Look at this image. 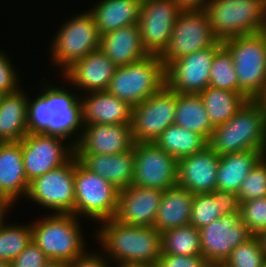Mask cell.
<instances>
[{"label": "cell", "instance_id": "cell-1", "mask_svg": "<svg viewBox=\"0 0 266 267\" xmlns=\"http://www.w3.org/2000/svg\"><path fill=\"white\" fill-rule=\"evenodd\" d=\"M100 224L96 238L114 263L157 264L162 253V234L156 228L126 225L114 218Z\"/></svg>", "mask_w": 266, "mask_h": 267}, {"label": "cell", "instance_id": "cell-2", "mask_svg": "<svg viewBox=\"0 0 266 267\" xmlns=\"http://www.w3.org/2000/svg\"><path fill=\"white\" fill-rule=\"evenodd\" d=\"M208 146L219 156L260 150L266 155V113L258 100H247L227 122L215 126Z\"/></svg>", "mask_w": 266, "mask_h": 267}, {"label": "cell", "instance_id": "cell-3", "mask_svg": "<svg viewBox=\"0 0 266 267\" xmlns=\"http://www.w3.org/2000/svg\"><path fill=\"white\" fill-rule=\"evenodd\" d=\"M204 10L220 41L266 31L265 0H209Z\"/></svg>", "mask_w": 266, "mask_h": 267}, {"label": "cell", "instance_id": "cell-4", "mask_svg": "<svg viewBox=\"0 0 266 267\" xmlns=\"http://www.w3.org/2000/svg\"><path fill=\"white\" fill-rule=\"evenodd\" d=\"M233 57L238 92L257 100L266 88V31L222 41Z\"/></svg>", "mask_w": 266, "mask_h": 267}, {"label": "cell", "instance_id": "cell-5", "mask_svg": "<svg viewBox=\"0 0 266 267\" xmlns=\"http://www.w3.org/2000/svg\"><path fill=\"white\" fill-rule=\"evenodd\" d=\"M31 224L32 240L49 260L70 263L87 252L74 214H48Z\"/></svg>", "mask_w": 266, "mask_h": 267}, {"label": "cell", "instance_id": "cell-6", "mask_svg": "<svg viewBox=\"0 0 266 267\" xmlns=\"http://www.w3.org/2000/svg\"><path fill=\"white\" fill-rule=\"evenodd\" d=\"M165 85V68L159 55L117 66L108 89L111 95L134 107Z\"/></svg>", "mask_w": 266, "mask_h": 267}, {"label": "cell", "instance_id": "cell-7", "mask_svg": "<svg viewBox=\"0 0 266 267\" xmlns=\"http://www.w3.org/2000/svg\"><path fill=\"white\" fill-rule=\"evenodd\" d=\"M60 27L52 42V62L62 73L74 62L100 49V35L88 11L72 17Z\"/></svg>", "mask_w": 266, "mask_h": 267}, {"label": "cell", "instance_id": "cell-8", "mask_svg": "<svg viewBox=\"0 0 266 267\" xmlns=\"http://www.w3.org/2000/svg\"><path fill=\"white\" fill-rule=\"evenodd\" d=\"M118 189L84 168L75 156V216L102 222L114 218Z\"/></svg>", "mask_w": 266, "mask_h": 267}, {"label": "cell", "instance_id": "cell-9", "mask_svg": "<svg viewBox=\"0 0 266 267\" xmlns=\"http://www.w3.org/2000/svg\"><path fill=\"white\" fill-rule=\"evenodd\" d=\"M26 197L54 214L75 215V155L62 166L33 179Z\"/></svg>", "mask_w": 266, "mask_h": 267}, {"label": "cell", "instance_id": "cell-10", "mask_svg": "<svg viewBox=\"0 0 266 267\" xmlns=\"http://www.w3.org/2000/svg\"><path fill=\"white\" fill-rule=\"evenodd\" d=\"M217 41L204 9L182 10L173 27L167 48L160 58L166 68L177 59L210 47Z\"/></svg>", "mask_w": 266, "mask_h": 267}, {"label": "cell", "instance_id": "cell-11", "mask_svg": "<svg viewBox=\"0 0 266 267\" xmlns=\"http://www.w3.org/2000/svg\"><path fill=\"white\" fill-rule=\"evenodd\" d=\"M176 92L164 85L158 92L132 107L131 131L135 143H154L174 124Z\"/></svg>", "mask_w": 266, "mask_h": 267}, {"label": "cell", "instance_id": "cell-12", "mask_svg": "<svg viewBox=\"0 0 266 267\" xmlns=\"http://www.w3.org/2000/svg\"><path fill=\"white\" fill-rule=\"evenodd\" d=\"M199 231L201 255L211 267H221L233 249L252 237L240 213L223 215Z\"/></svg>", "mask_w": 266, "mask_h": 267}, {"label": "cell", "instance_id": "cell-13", "mask_svg": "<svg viewBox=\"0 0 266 267\" xmlns=\"http://www.w3.org/2000/svg\"><path fill=\"white\" fill-rule=\"evenodd\" d=\"M182 9L174 0H142L139 29L142 45L149 55H161L170 41Z\"/></svg>", "mask_w": 266, "mask_h": 267}, {"label": "cell", "instance_id": "cell-14", "mask_svg": "<svg viewBox=\"0 0 266 267\" xmlns=\"http://www.w3.org/2000/svg\"><path fill=\"white\" fill-rule=\"evenodd\" d=\"M214 45L185 55L165 68V85L177 93L199 94L209 86L213 57L222 46Z\"/></svg>", "mask_w": 266, "mask_h": 267}, {"label": "cell", "instance_id": "cell-15", "mask_svg": "<svg viewBox=\"0 0 266 267\" xmlns=\"http://www.w3.org/2000/svg\"><path fill=\"white\" fill-rule=\"evenodd\" d=\"M65 140L42 133H28L23 137L21 151L25 175L29 182L62 166L75 155L74 146H64L62 142Z\"/></svg>", "mask_w": 266, "mask_h": 267}, {"label": "cell", "instance_id": "cell-16", "mask_svg": "<svg viewBox=\"0 0 266 267\" xmlns=\"http://www.w3.org/2000/svg\"><path fill=\"white\" fill-rule=\"evenodd\" d=\"M133 185L166 190L177 185L178 161L155 143H134Z\"/></svg>", "mask_w": 266, "mask_h": 267}, {"label": "cell", "instance_id": "cell-17", "mask_svg": "<svg viewBox=\"0 0 266 267\" xmlns=\"http://www.w3.org/2000/svg\"><path fill=\"white\" fill-rule=\"evenodd\" d=\"M162 194L163 190L133 184L119 190L114 219L126 225L153 227Z\"/></svg>", "mask_w": 266, "mask_h": 267}, {"label": "cell", "instance_id": "cell-18", "mask_svg": "<svg viewBox=\"0 0 266 267\" xmlns=\"http://www.w3.org/2000/svg\"><path fill=\"white\" fill-rule=\"evenodd\" d=\"M130 124H89L82 130L75 153L115 155L134 146Z\"/></svg>", "mask_w": 266, "mask_h": 267}, {"label": "cell", "instance_id": "cell-19", "mask_svg": "<svg viewBox=\"0 0 266 267\" xmlns=\"http://www.w3.org/2000/svg\"><path fill=\"white\" fill-rule=\"evenodd\" d=\"M220 156L209 146L178 160L177 185L190 193H210L216 189Z\"/></svg>", "mask_w": 266, "mask_h": 267}, {"label": "cell", "instance_id": "cell-20", "mask_svg": "<svg viewBox=\"0 0 266 267\" xmlns=\"http://www.w3.org/2000/svg\"><path fill=\"white\" fill-rule=\"evenodd\" d=\"M116 65L98 49L74 62L63 72V77L75 87L89 92L106 91L114 75Z\"/></svg>", "mask_w": 266, "mask_h": 267}, {"label": "cell", "instance_id": "cell-21", "mask_svg": "<svg viewBox=\"0 0 266 267\" xmlns=\"http://www.w3.org/2000/svg\"><path fill=\"white\" fill-rule=\"evenodd\" d=\"M75 156L84 168L98 174L118 190L130 186L133 182L134 146L130 150L115 155L75 153Z\"/></svg>", "mask_w": 266, "mask_h": 267}, {"label": "cell", "instance_id": "cell-22", "mask_svg": "<svg viewBox=\"0 0 266 267\" xmlns=\"http://www.w3.org/2000/svg\"><path fill=\"white\" fill-rule=\"evenodd\" d=\"M80 96L83 126L89 124H131L132 106L107 91ZM82 98V99H81Z\"/></svg>", "mask_w": 266, "mask_h": 267}, {"label": "cell", "instance_id": "cell-23", "mask_svg": "<svg viewBox=\"0 0 266 267\" xmlns=\"http://www.w3.org/2000/svg\"><path fill=\"white\" fill-rule=\"evenodd\" d=\"M100 49L116 66L135 63L149 54L142 45L139 25H129L100 36Z\"/></svg>", "mask_w": 266, "mask_h": 267}, {"label": "cell", "instance_id": "cell-24", "mask_svg": "<svg viewBox=\"0 0 266 267\" xmlns=\"http://www.w3.org/2000/svg\"><path fill=\"white\" fill-rule=\"evenodd\" d=\"M30 182L23 165L21 140L0 143V194L13 203L27 195Z\"/></svg>", "mask_w": 266, "mask_h": 267}, {"label": "cell", "instance_id": "cell-25", "mask_svg": "<svg viewBox=\"0 0 266 267\" xmlns=\"http://www.w3.org/2000/svg\"><path fill=\"white\" fill-rule=\"evenodd\" d=\"M194 194L175 185L163 191L154 228L160 233L190 224Z\"/></svg>", "mask_w": 266, "mask_h": 267}, {"label": "cell", "instance_id": "cell-26", "mask_svg": "<svg viewBox=\"0 0 266 267\" xmlns=\"http://www.w3.org/2000/svg\"><path fill=\"white\" fill-rule=\"evenodd\" d=\"M19 88L2 96L0 102V143L19 142L27 130L28 95Z\"/></svg>", "mask_w": 266, "mask_h": 267}, {"label": "cell", "instance_id": "cell-27", "mask_svg": "<svg viewBox=\"0 0 266 267\" xmlns=\"http://www.w3.org/2000/svg\"><path fill=\"white\" fill-rule=\"evenodd\" d=\"M142 0H102L89 12L99 35L139 22Z\"/></svg>", "mask_w": 266, "mask_h": 267}, {"label": "cell", "instance_id": "cell-28", "mask_svg": "<svg viewBox=\"0 0 266 267\" xmlns=\"http://www.w3.org/2000/svg\"><path fill=\"white\" fill-rule=\"evenodd\" d=\"M264 155L260 150L220 155L216 189L237 193L246 176Z\"/></svg>", "mask_w": 266, "mask_h": 267}, {"label": "cell", "instance_id": "cell-29", "mask_svg": "<svg viewBox=\"0 0 266 267\" xmlns=\"http://www.w3.org/2000/svg\"><path fill=\"white\" fill-rule=\"evenodd\" d=\"M174 124L210 139L214 126L209 120L204 103L199 94L176 92Z\"/></svg>", "mask_w": 266, "mask_h": 267}, {"label": "cell", "instance_id": "cell-30", "mask_svg": "<svg viewBox=\"0 0 266 267\" xmlns=\"http://www.w3.org/2000/svg\"><path fill=\"white\" fill-rule=\"evenodd\" d=\"M199 95L214 127L231 119L247 101L238 91L223 90L210 86L201 91Z\"/></svg>", "mask_w": 266, "mask_h": 267}, {"label": "cell", "instance_id": "cell-31", "mask_svg": "<svg viewBox=\"0 0 266 267\" xmlns=\"http://www.w3.org/2000/svg\"><path fill=\"white\" fill-rule=\"evenodd\" d=\"M154 143L177 161L208 146L204 136L176 124L168 126Z\"/></svg>", "mask_w": 266, "mask_h": 267}, {"label": "cell", "instance_id": "cell-32", "mask_svg": "<svg viewBox=\"0 0 266 267\" xmlns=\"http://www.w3.org/2000/svg\"><path fill=\"white\" fill-rule=\"evenodd\" d=\"M162 234V252L172 255L201 254L200 231L191 224L168 229Z\"/></svg>", "mask_w": 266, "mask_h": 267}, {"label": "cell", "instance_id": "cell-33", "mask_svg": "<svg viewBox=\"0 0 266 267\" xmlns=\"http://www.w3.org/2000/svg\"><path fill=\"white\" fill-rule=\"evenodd\" d=\"M32 241L31 224L0 227V260L11 263Z\"/></svg>", "mask_w": 266, "mask_h": 267}, {"label": "cell", "instance_id": "cell-34", "mask_svg": "<svg viewBox=\"0 0 266 267\" xmlns=\"http://www.w3.org/2000/svg\"><path fill=\"white\" fill-rule=\"evenodd\" d=\"M210 72V87L238 91V79L234 68L233 57L224 45L216 51Z\"/></svg>", "mask_w": 266, "mask_h": 267}, {"label": "cell", "instance_id": "cell-35", "mask_svg": "<svg viewBox=\"0 0 266 267\" xmlns=\"http://www.w3.org/2000/svg\"><path fill=\"white\" fill-rule=\"evenodd\" d=\"M266 260L260 241L252 236L232 250L230 257L221 267H262Z\"/></svg>", "mask_w": 266, "mask_h": 267}, {"label": "cell", "instance_id": "cell-36", "mask_svg": "<svg viewBox=\"0 0 266 267\" xmlns=\"http://www.w3.org/2000/svg\"><path fill=\"white\" fill-rule=\"evenodd\" d=\"M83 127L82 112L55 114L51 117L48 128L42 134L57 136L63 139H71L70 137L72 136L74 137L73 141L69 142H72L70 144L75 147L80 139Z\"/></svg>", "mask_w": 266, "mask_h": 267}, {"label": "cell", "instance_id": "cell-37", "mask_svg": "<svg viewBox=\"0 0 266 267\" xmlns=\"http://www.w3.org/2000/svg\"><path fill=\"white\" fill-rule=\"evenodd\" d=\"M224 214L219 210L218 199L210 193L194 194L190 224L201 229Z\"/></svg>", "mask_w": 266, "mask_h": 267}, {"label": "cell", "instance_id": "cell-38", "mask_svg": "<svg viewBox=\"0 0 266 267\" xmlns=\"http://www.w3.org/2000/svg\"><path fill=\"white\" fill-rule=\"evenodd\" d=\"M48 84L43 87L40 95L49 103L50 112L55 114L68 112H82L79 96L69 92L63 87H55ZM73 93V94H72Z\"/></svg>", "mask_w": 266, "mask_h": 267}, {"label": "cell", "instance_id": "cell-39", "mask_svg": "<svg viewBox=\"0 0 266 267\" xmlns=\"http://www.w3.org/2000/svg\"><path fill=\"white\" fill-rule=\"evenodd\" d=\"M237 194L241 202L266 197V155L246 176Z\"/></svg>", "mask_w": 266, "mask_h": 267}, {"label": "cell", "instance_id": "cell-40", "mask_svg": "<svg viewBox=\"0 0 266 267\" xmlns=\"http://www.w3.org/2000/svg\"><path fill=\"white\" fill-rule=\"evenodd\" d=\"M240 217L252 236L266 230V197L241 202Z\"/></svg>", "mask_w": 266, "mask_h": 267}, {"label": "cell", "instance_id": "cell-41", "mask_svg": "<svg viewBox=\"0 0 266 267\" xmlns=\"http://www.w3.org/2000/svg\"><path fill=\"white\" fill-rule=\"evenodd\" d=\"M27 105V130L28 133H43L49 125L53 114L49 110V103L39 94L36 99Z\"/></svg>", "mask_w": 266, "mask_h": 267}, {"label": "cell", "instance_id": "cell-42", "mask_svg": "<svg viewBox=\"0 0 266 267\" xmlns=\"http://www.w3.org/2000/svg\"><path fill=\"white\" fill-rule=\"evenodd\" d=\"M47 261L49 259L32 240L10 265L11 267H42Z\"/></svg>", "mask_w": 266, "mask_h": 267}, {"label": "cell", "instance_id": "cell-43", "mask_svg": "<svg viewBox=\"0 0 266 267\" xmlns=\"http://www.w3.org/2000/svg\"><path fill=\"white\" fill-rule=\"evenodd\" d=\"M157 267H211L204 257L199 255H172L161 253V256L157 260Z\"/></svg>", "mask_w": 266, "mask_h": 267}, {"label": "cell", "instance_id": "cell-44", "mask_svg": "<svg viewBox=\"0 0 266 267\" xmlns=\"http://www.w3.org/2000/svg\"><path fill=\"white\" fill-rule=\"evenodd\" d=\"M18 74L8 59L7 54L0 51V92L3 94L17 91L20 87Z\"/></svg>", "mask_w": 266, "mask_h": 267}, {"label": "cell", "instance_id": "cell-45", "mask_svg": "<svg viewBox=\"0 0 266 267\" xmlns=\"http://www.w3.org/2000/svg\"><path fill=\"white\" fill-rule=\"evenodd\" d=\"M210 194L214 199H218L219 210L224 215L240 213L241 201L236 192L215 189Z\"/></svg>", "mask_w": 266, "mask_h": 267}, {"label": "cell", "instance_id": "cell-46", "mask_svg": "<svg viewBox=\"0 0 266 267\" xmlns=\"http://www.w3.org/2000/svg\"><path fill=\"white\" fill-rule=\"evenodd\" d=\"M105 258L106 257L100 255V252L99 254H90L89 252H85L70 263H67V267H110Z\"/></svg>", "mask_w": 266, "mask_h": 267}, {"label": "cell", "instance_id": "cell-47", "mask_svg": "<svg viewBox=\"0 0 266 267\" xmlns=\"http://www.w3.org/2000/svg\"><path fill=\"white\" fill-rule=\"evenodd\" d=\"M209 0H174L182 10L204 9Z\"/></svg>", "mask_w": 266, "mask_h": 267}, {"label": "cell", "instance_id": "cell-48", "mask_svg": "<svg viewBox=\"0 0 266 267\" xmlns=\"http://www.w3.org/2000/svg\"><path fill=\"white\" fill-rule=\"evenodd\" d=\"M13 206V202L8 199L6 196L0 194V227L5 225V216L6 213L9 211V207Z\"/></svg>", "mask_w": 266, "mask_h": 267}, {"label": "cell", "instance_id": "cell-49", "mask_svg": "<svg viewBox=\"0 0 266 267\" xmlns=\"http://www.w3.org/2000/svg\"><path fill=\"white\" fill-rule=\"evenodd\" d=\"M117 267H157L156 264L149 263H125L121 265H115Z\"/></svg>", "mask_w": 266, "mask_h": 267}, {"label": "cell", "instance_id": "cell-50", "mask_svg": "<svg viewBox=\"0 0 266 267\" xmlns=\"http://www.w3.org/2000/svg\"><path fill=\"white\" fill-rule=\"evenodd\" d=\"M42 267H67V263L49 260Z\"/></svg>", "mask_w": 266, "mask_h": 267}, {"label": "cell", "instance_id": "cell-51", "mask_svg": "<svg viewBox=\"0 0 266 267\" xmlns=\"http://www.w3.org/2000/svg\"><path fill=\"white\" fill-rule=\"evenodd\" d=\"M257 237L260 241L261 248H262L264 254L266 255V230L261 232Z\"/></svg>", "mask_w": 266, "mask_h": 267}, {"label": "cell", "instance_id": "cell-52", "mask_svg": "<svg viewBox=\"0 0 266 267\" xmlns=\"http://www.w3.org/2000/svg\"><path fill=\"white\" fill-rule=\"evenodd\" d=\"M257 100L261 103V105H262V107L266 113V88H265L263 94Z\"/></svg>", "mask_w": 266, "mask_h": 267}, {"label": "cell", "instance_id": "cell-53", "mask_svg": "<svg viewBox=\"0 0 266 267\" xmlns=\"http://www.w3.org/2000/svg\"><path fill=\"white\" fill-rule=\"evenodd\" d=\"M0 267H11L10 263L0 260Z\"/></svg>", "mask_w": 266, "mask_h": 267}, {"label": "cell", "instance_id": "cell-54", "mask_svg": "<svg viewBox=\"0 0 266 267\" xmlns=\"http://www.w3.org/2000/svg\"><path fill=\"white\" fill-rule=\"evenodd\" d=\"M4 94L2 93V92H0V102H1V99H2V96H3Z\"/></svg>", "mask_w": 266, "mask_h": 267}, {"label": "cell", "instance_id": "cell-55", "mask_svg": "<svg viewBox=\"0 0 266 267\" xmlns=\"http://www.w3.org/2000/svg\"><path fill=\"white\" fill-rule=\"evenodd\" d=\"M262 267H266V260H265V262H264V264H263V266Z\"/></svg>", "mask_w": 266, "mask_h": 267}]
</instances>
